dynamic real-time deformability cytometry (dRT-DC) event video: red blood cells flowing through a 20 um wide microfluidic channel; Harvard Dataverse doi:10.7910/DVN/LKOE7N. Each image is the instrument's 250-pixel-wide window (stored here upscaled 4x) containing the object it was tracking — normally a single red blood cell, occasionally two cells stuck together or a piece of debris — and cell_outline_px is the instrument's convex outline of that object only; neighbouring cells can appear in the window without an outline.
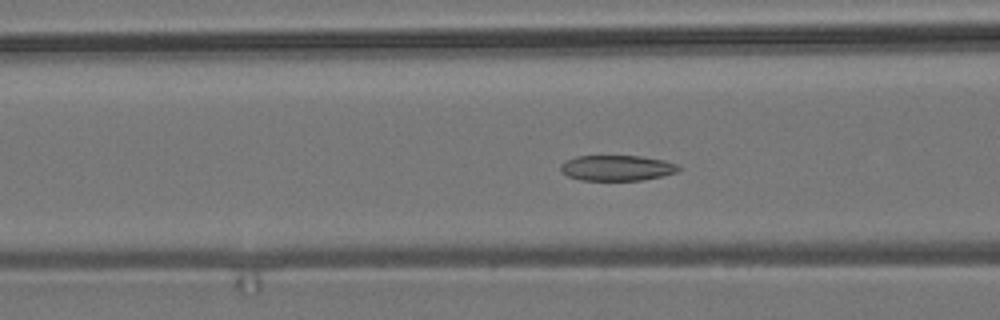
{"species": "common noctule bat (a hibernating species)", "species_latin": "Nyctalus noctula", "temperature_condition": "room temperature", "stored_images_in_passage": 55, "camera_frame_rate_fps": 3000, "um_per_image_px": 0.085, "animal": {"sex": "male", "body_mass_g": 19.2, "forearm_length_mm": 51.8}, "frame": {"image": 1, "passage_image": 21, "time_ms": 6.667, "image_size_px": [1000, 320], "cell_outline_px": [[680, 168], [676, 172], [660, 176], [640, 180], [580, 180], [568, 176], [560, 172], [560, 164], [564, 160], [576, 156], [640, 156], [664, 160], [676, 164]], "centroid_in_image_um": [52.37, 14.27], "position_along_channel_um": 114.2, "area_um2": 17.51}}
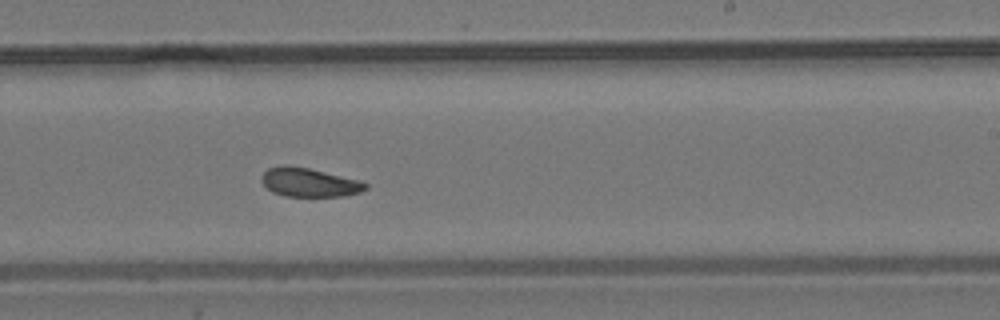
{"frame": {"image": 2, "passage_image": 33, "time_ms": 10.667, "image_size_px": [1000, 320], "cell_outline_px": [[368, 188], [360, 192], [344, 196], [284, 196], [272, 192], [260, 180], [260, 176], [268, 168], [284, 164], [308, 168], [360, 180], [368, 184]], "centroid_in_image_um": [26.27, 15.5], "position_along_channel_um": 262.7, "area_um2": 17.51}}
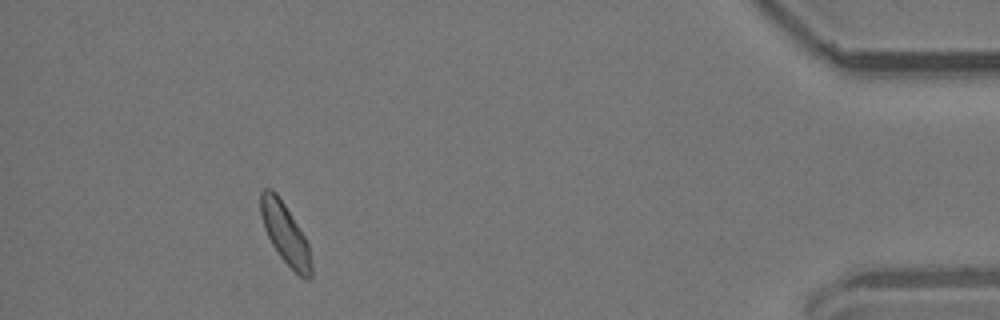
{"frame": {"image": 3, "passage_image": 50, "time_ms": 16.333, "image_size_px": [1000, 320], "cell_outline_px": [[312, 276], [308, 280], [304, 280], [280, 256], [272, 244], [264, 228], [260, 216], [260, 192], [264, 188], [272, 188], [276, 192], [284, 204], [304, 236], [308, 244], [312, 260]], "centroid_in_image_um": [24.24, 19.86], "position_along_channel_um": 411.0, "area_um2": 17.8}, "authors_computed_cell_mechanics": {"area_um2": 18.0914, "velocity_mm_per_s": 3.7131, "shape_relaxation_time_tau1_ms": 3.5648, "shape_relaxation_time_tau2_ms": 6.9102, "deformation_change_tau1": 0.0746, "deformation_change_tau2": 0.1311}}